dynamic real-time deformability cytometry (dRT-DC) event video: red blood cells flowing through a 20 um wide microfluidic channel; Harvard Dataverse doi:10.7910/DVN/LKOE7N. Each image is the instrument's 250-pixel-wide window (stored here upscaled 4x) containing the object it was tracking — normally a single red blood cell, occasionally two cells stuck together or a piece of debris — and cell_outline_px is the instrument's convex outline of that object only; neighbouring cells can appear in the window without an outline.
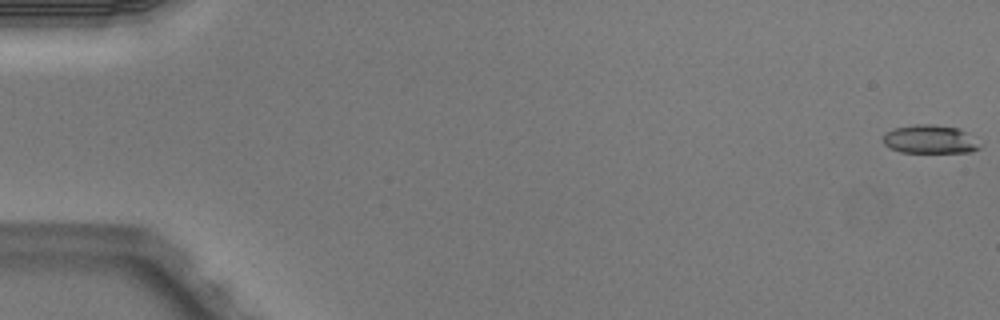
{"species": "Egyptian fruit bat (a non-hibernating species)", "species_latin": "Rousettus aegyptiacus", "temperature_condition": "warm", "stored_images_in_passage": 5, "camera_frame_rate_fps": 3000, "um_per_image_px": 0.085, "animal": {"sex": "male"}, "frame": {"image": 1, "passage_image": 1, "time_ms": 0.0, "image_size_px": [1000, 320], "cell_outline_px": [[984, 144], [980, 148], [972, 152], [900, 152], [884, 144], [884, 132], [892, 128], [916, 124], [932, 124], [956, 128], [964, 132]], "centroid_in_image_um": [79.06, 11.84], "position_along_channel_um": 5.9, "area_um2": 16.07}}
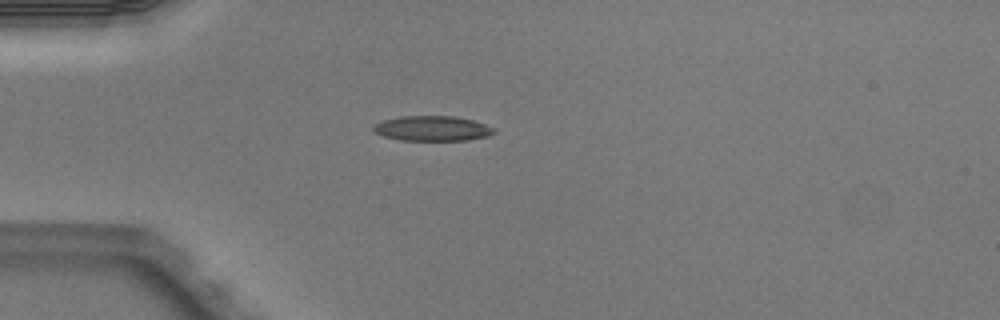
{"frame": {"image": 2, "passage_image": 5, "time_ms": 1.333, "image_size_px": [1000, 320], "cell_outline_px": [[496, 132], [488, 136], [468, 140], [400, 140], [384, 136], [376, 132], [372, 128], [376, 124], [384, 120], [400, 116], [452, 116], [472, 120], [496, 128]], "centroid_in_image_um": [36.78, 10.92], "position_along_channel_um": 48.2, "area_um2": 17.46}}